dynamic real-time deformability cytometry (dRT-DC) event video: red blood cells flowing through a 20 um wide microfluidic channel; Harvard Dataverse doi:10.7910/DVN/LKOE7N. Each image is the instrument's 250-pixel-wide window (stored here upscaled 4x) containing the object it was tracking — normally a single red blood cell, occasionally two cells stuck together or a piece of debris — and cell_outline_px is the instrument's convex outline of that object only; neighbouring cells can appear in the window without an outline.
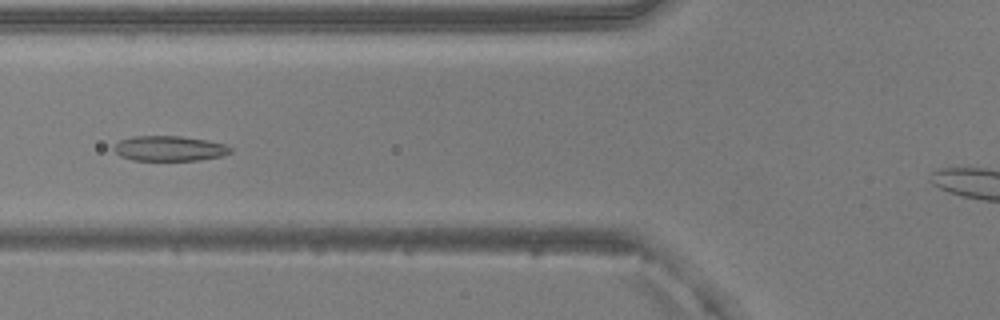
{"species": "common noctule bat (a hibernating species)", "species_latin": "Nyctalus noctula", "temperature_condition": "warm", "stored_images_in_passage": 53, "camera_frame_rate_fps": 3000, "um_per_image_px": 0.085, "animal": {"sex": "male", "body_mass_g": 20.5, "forearm_length_mm": 52.5}, "frame": {"image": 1, "passage_image": 21, "time_ms": 6.667, "image_size_px": [1000, 320], "cell_outline_px": [[232, 152], [224, 156], [200, 160], [132, 160], [120, 156], [112, 148], [120, 140], [132, 136], [180, 136], [204, 140], [224, 144], [232, 148]], "centroid_in_image_um": [14.4, 12.62], "position_along_channel_um": 111.4, "area_um2": 17.05}}
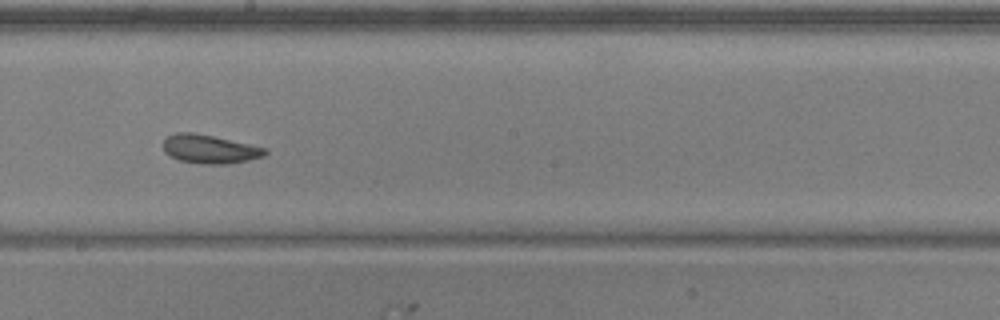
{"frame": {"image": 2, "passage_image": 30, "time_ms": 9.667, "image_size_px": [1000, 320], "cell_outline_px": [[268, 152], [264, 156], [248, 160], [228, 164], [200, 164], [180, 160], [164, 152], [164, 140], [168, 136], [176, 132], [196, 132], [268, 148]], "centroid_in_image_um": [17.85, 12.66], "position_along_channel_um": 230.3, "area_um2": 17.11}}
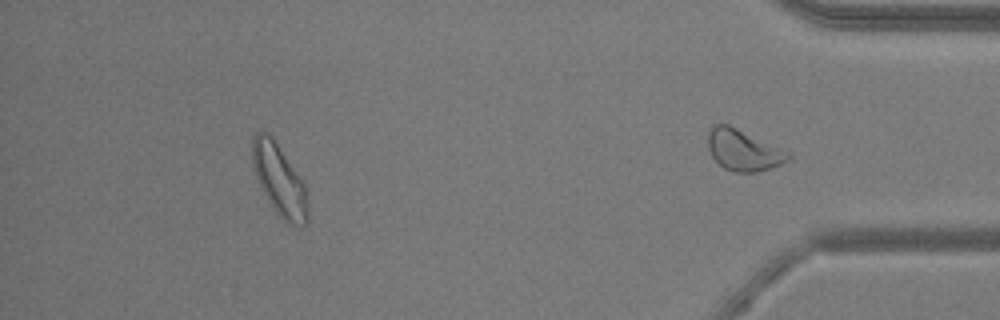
{"frame": {"image": 3, "passage_image": 48, "time_ms": 15.667, "image_size_px": [1000, 320], "cell_outline_px": [[308, 224], [292, 224], [284, 220], [276, 212], [268, 200], [256, 176], [252, 164], [252, 136], [256, 132], [264, 132], [272, 136], [304, 184], [308, 200]], "centroid_in_image_um": [23.74, 15.29], "position_along_channel_um": 411.5, "area_um2": 22.54}, "authors_computed_cell_mechanics": {"area_um2": 19.363, "velocity_mm_per_s": 3.9595, "shape_relaxation_time_tau1_ms": 4.81, "shape_relaxation_time_tau2_ms": 2.2861, "deformation_change_tau1": 0.1227, "deformation_change_tau2": 0.0837}}